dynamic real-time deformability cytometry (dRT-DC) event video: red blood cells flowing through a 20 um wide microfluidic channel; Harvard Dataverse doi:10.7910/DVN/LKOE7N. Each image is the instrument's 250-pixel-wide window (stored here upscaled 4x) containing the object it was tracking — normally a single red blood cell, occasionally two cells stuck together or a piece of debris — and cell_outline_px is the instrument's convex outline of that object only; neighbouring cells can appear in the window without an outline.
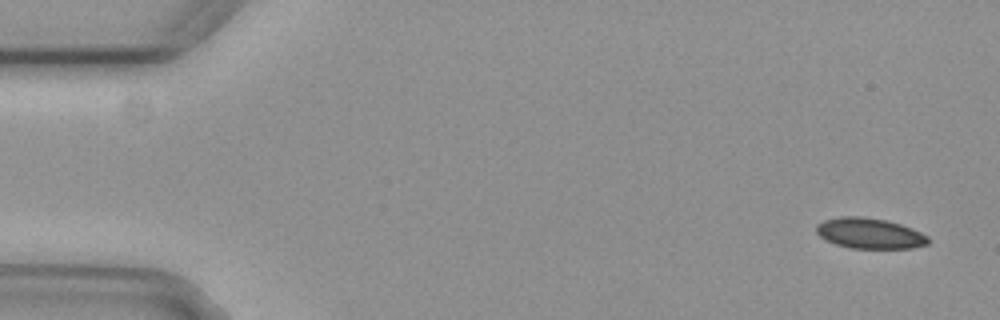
{"species": "common noctule bat (a hibernating species)", "species_latin": "Nyctalus noctula", "temperature_condition": "cold", "stored_images_in_passage": 6, "camera_frame_rate_fps": 3000, "um_per_image_px": 0.085, "animal": {"sex": "female", "body_mass_g": 29.2, "forearm_length_mm": 56.3}, "frame": {"image": 1, "passage_image": 1, "time_ms": 0.0, "image_size_px": [1000, 320], "cell_outline_px": [[932, 240], [928, 244], [912, 248], [852, 248], [836, 244], [824, 240], [816, 232], [816, 224], [824, 220], [840, 216], [860, 216], [888, 220], [912, 228], [928, 236]], "centroid_in_image_um": [73.93, 19.83], "position_along_channel_um": 11.1, "area_um2": 20.11}}
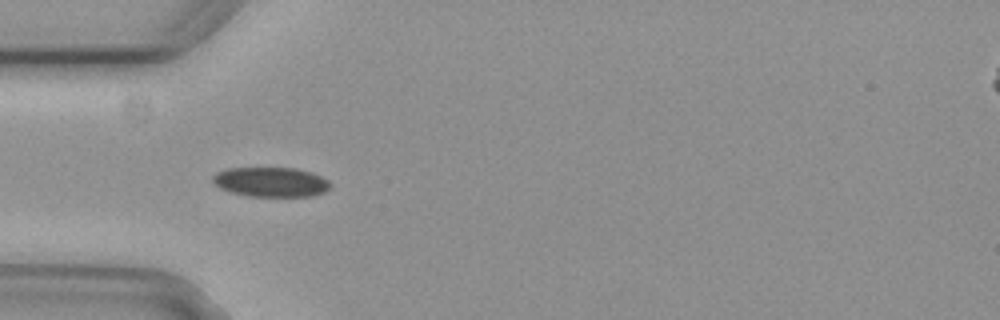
{"frame": {"image": 2, "passage_image": 5, "time_ms": 1.333, "image_size_px": [1000, 320], "cell_outline_px": [[332, 184], [324, 192], [312, 196], [248, 196], [232, 192], [220, 188], [212, 180], [212, 176], [216, 172], [228, 168], [296, 168], [312, 172], [328, 180]], "centroid_in_image_um": [23.03, 15.46], "position_along_channel_um": 62.0, "area_um2": 20.29}}